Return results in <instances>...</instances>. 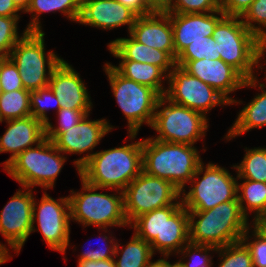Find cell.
Instances as JSON below:
<instances>
[{
    "label": "cell",
    "instance_id": "22",
    "mask_svg": "<svg viewBox=\"0 0 266 267\" xmlns=\"http://www.w3.org/2000/svg\"><path fill=\"white\" fill-rule=\"evenodd\" d=\"M189 241V213L183 205L164 207L163 240H153V253L162 256L176 255Z\"/></svg>",
    "mask_w": 266,
    "mask_h": 267
},
{
    "label": "cell",
    "instance_id": "11",
    "mask_svg": "<svg viewBox=\"0 0 266 267\" xmlns=\"http://www.w3.org/2000/svg\"><path fill=\"white\" fill-rule=\"evenodd\" d=\"M129 225L139 216L168 205H182L181 191L171 182L142 171L123 191ZM179 200V201H178Z\"/></svg>",
    "mask_w": 266,
    "mask_h": 267
},
{
    "label": "cell",
    "instance_id": "13",
    "mask_svg": "<svg viewBox=\"0 0 266 267\" xmlns=\"http://www.w3.org/2000/svg\"><path fill=\"white\" fill-rule=\"evenodd\" d=\"M167 81L169 84L165 93L167 99L175 104L198 111L205 117H207V112L214 107L230 105L214 88L177 65L168 75Z\"/></svg>",
    "mask_w": 266,
    "mask_h": 267
},
{
    "label": "cell",
    "instance_id": "20",
    "mask_svg": "<svg viewBox=\"0 0 266 267\" xmlns=\"http://www.w3.org/2000/svg\"><path fill=\"white\" fill-rule=\"evenodd\" d=\"M5 122L7 128L0 136V153L10 152L11 156L2 163L4 168L24 150L46 138V125L31 115Z\"/></svg>",
    "mask_w": 266,
    "mask_h": 267
},
{
    "label": "cell",
    "instance_id": "40",
    "mask_svg": "<svg viewBox=\"0 0 266 267\" xmlns=\"http://www.w3.org/2000/svg\"><path fill=\"white\" fill-rule=\"evenodd\" d=\"M221 10V0H172L168 13H209Z\"/></svg>",
    "mask_w": 266,
    "mask_h": 267
},
{
    "label": "cell",
    "instance_id": "18",
    "mask_svg": "<svg viewBox=\"0 0 266 267\" xmlns=\"http://www.w3.org/2000/svg\"><path fill=\"white\" fill-rule=\"evenodd\" d=\"M48 86L58 99L61 108L73 110L93 108L85 83L79 73L64 59L53 70Z\"/></svg>",
    "mask_w": 266,
    "mask_h": 267
},
{
    "label": "cell",
    "instance_id": "12",
    "mask_svg": "<svg viewBox=\"0 0 266 267\" xmlns=\"http://www.w3.org/2000/svg\"><path fill=\"white\" fill-rule=\"evenodd\" d=\"M35 200L34 197L32 232L36 231L34 224L37 222V231L42 234L43 241L47 246L51 250L58 251L64 255L70 244L71 215L69 197H62L56 200L44 192L40 202Z\"/></svg>",
    "mask_w": 266,
    "mask_h": 267
},
{
    "label": "cell",
    "instance_id": "31",
    "mask_svg": "<svg viewBox=\"0 0 266 267\" xmlns=\"http://www.w3.org/2000/svg\"><path fill=\"white\" fill-rule=\"evenodd\" d=\"M129 227L134 229L139 238L148 243L153 240H163L164 207L137 217Z\"/></svg>",
    "mask_w": 266,
    "mask_h": 267
},
{
    "label": "cell",
    "instance_id": "36",
    "mask_svg": "<svg viewBox=\"0 0 266 267\" xmlns=\"http://www.w3.org/2000/svg\"><path fill=\"white\" fill-rule=\"evenodd\" d=\"M241 19L243 25L261 42L266 41V0H254Z\"/></svg>",
    "mask_w": 266,
    "mask_h": 267
},
{
    "label": "cell",
    "instance_id": "38",
    "mask_svg": "<svg viewBox=\"0 0 266 267\" xmlns=\"http://www.w3.org/2000/svg\"><path fill=\"white\" fill-rule=\"evenodd\" d=\"M252 225L250 227L252 229L248 228L245 231V233L241 238V241L246 245V247L250 251L251 258L253 261V266L266 267V235L255 224L252 223ZM249 231L252 232L251 235H249L250 233ZM251 238H253L252 239L253 241L251 240Z\"/></svg>",
    "mask_w": 266,
    "mask_h": 267
},
{
    "label": "cell",
    "instance_id": "8",
    "mask_svg": "<svg viewBox=\"0 0 266 267\" xmlns=\"http://www.w3.org/2000/svg\"><path fill=\"white\" fill-rule=\"evenodd\" d=\"M202 177L199 178V176ZM238 175L236 178L227 169L209 162H202L190 180L188 192H181L182 205L187 211H205L220 203L237 198Z\"/></svg>",
    "mask_w": 266,
    "mask_h": 267
},
{
    "label": "cell",
    "instance_id": "5",
    "mask_svg": "<svg viewBox=\"0 0 266 267\" xmlns=\"http://www.w3.org/2000/svg\"><path fill=\"white\" fill-rule=\"evenodd\" d=\"M82 191H70V215L71 220L86 226H96L107 232L108 227H127L124 212V196L123 192L115 190L117 194H108L96 192L102 188H98L87 183L81 178ZM119 194V195H118Z\"/></svg>",
    "mask_w": 266,
    "mask_h": 267
},
{
    "label": "cell",
    "instance_id": "35",
    "mask_svg": "<svg viewBox=\"0 0 266 267\" xmlns=\"http://www.w3.org/2000/svg\"><path fill=\"white\" fill-rule=\"evenodd\" d=\"M210 251L216 252L217 247L189 242L177 253L182 255L178 262L182 267H212L213 257L210 256ZM187 257H189L188 261H183Z\"/></svg>",
    "mask_w": 266,
    "mask_h": 267
},
{
    "label": "cell",
    "instance_id": "49",
    "mask_svg": "<svg viewBox=\"0 0 266 267\" xmlns=\"http://www.w3.org/2000/svg\"><path fill=\"white\" fill-rule=\"evenodd\" d=\"M163 259H158L157 261H151L147 267H170V262L169 260L167 261V258L169 256H162Z\"/></svg>",
    "mask_w": 266,
    "mask_h": 267
},
{
    "label": "cell",
    "instance_id": "29",
    "mask_svg": "<svg viewBox=\"0 0 266 267\" xmlns=\"http://www.w3.org/2000/svg\"><path fill=\"white\" fill-rule=\"evenodd\" d=\"M241 163L233 165L238 179H249L266 183V148L255 147L247 149Z\"/></svg>",
    "mask_w": 266,
    "mask_h": 267
},
{
    "label": "cell",
    "instance_id": "41",
    "mask_svg": "<svg viewBox=\"0 0 266 267\" xmlns=\"http://www.w3.org/2000/svg\"><path fill=\"white\" fill-rule=\"evenodd\" d=\"M0 82L2 92L24 89L18 68L9 57H0Z\"/></svg>",
    "mask_w": 266,
    "mask_h": 267
},
{
    "label": "cell",
    "instance_id": "50",
    "mask_svg": "<svg viewBox=\"0 0 266 267\" xmlns=\"http://www.w3.org/2000/svg\"><path fill=\"white\" fill-rule=\"evenodd\" d=\"M14 2L22 10V12H24L28 7L30 0H14Z\"/></svg>",
    "mask_w": 266,
    "mask_h": 267
},
{
    "label": "cell",
    "instance_id": "33",
    "mask_svg": "<svg viewBox=\"0 0 266 267\" xmlns=\"http://www.w3.org/2000/svg\"><path fill=\"white\" fill-rule=\"evenodd\" d=\"M52 106V107H51ZM56 107V113L61 108L58 99L49 86L30 91L31 116L40 120L45 125L50 121L47 111Z\"/></svg>",
    "mask_w": 266,
    "mask_h": 267
},
{
    "label": "cell",
    "instance_id": "4",
    "mask_svg": "<svg viewBox=\"0 0 266 267\" xmlns=\"http://www.w3.org/2000/svg\"><path fill=\"white\" fill-rule=\"evenodd\" d=\"M212 38L219 44L220 59L245 79L257 77L254 75L257 68L262 71L264 65L260 61L266 54V41L261 42L250 32L241 17L224 16L215 26Z\"/></svg>",
    "mask_w": 266,
    "mask_h": 267
},
{
    "label": "cell",
    "instance_id": "45",
    "mask_svg": "<svg viewBox=\"0 0 266 267\" xmlns=\"http://www.w3.org/2000/svg\"><path fill=\"white\" fill-rule=\"evenodd\" d=\"M22 10L17 6L14 0H0V16L21 17L18 13Z\"/></svg>",
    "mask_w": 266,
    "mask_h": 267
},
{
    "label": "cell",
    "instance_id": "1",
    "mask_svg": "<svg viewBox=\"0 0 266 267\" xmlns=\"http://www.w3.org/2000/svg\"><path fill=\"white\" fill-rule=\"evenodd\" d=\"M142 140L96 151L79 169V177L98 188L123 192L141 172Z\"/></svg>",
    "mask_w": 266,
    "mask_h": 267
},
{
    "label": "cell",
    "instance_id": "51",
    "mask_svg": "<svg viewBox=\"0 0 266 267\" xmlns=\"http://www.w3.org/2000/svg\"><path fill=\"white\" fill-rule=\"evenodd\" d=\"M254 224L266 235V220H259Z\"/></svg>",
    "mask_w": 266,
    "mask_h": 267
},
{
    "label": "cell",
    "instance_id": "28",
    "mask_svg": "<svg viewBox=\"0 0 266 267\" xmlns=\"http://www.w3.org/2000/svg\"><path fill=\"white\" fill-rule=\"evenodd\" d=\"M123 246L121 247L118 242L116 243L113 257L116 267H147L155 255L150 243L139 238L135 233H133L131 240Z\"/></svg>",
    "mask_w": 266,
    "mask_h": 267
},
{
    "label": "cell",
    "instance_id": "16",
    "mask_svg": "<svg viewBox=\"0 0 266 267\" xmlns=\"http://www.w3.org/2000/svg\"><path fill=\"white\" fill-rule=\"evenodd\" d=\"M225 16L218 10L209 13H170L173 30L174 60L187 46L196 41H208L217 23Z\"/></svg>",
    "mask_w": 266,
    "mask_h": 267
},
{
    "label": "cell",
    "instance_id": "44",
    "mask_svg": "<svg viewBox=\"0 0 266 267\" xmlns=\"http://www.w3.org/2000/svg\"><path fill=\"white\" fill-rule=\"evenodd\" d=\"M146 8L150 13H168L172 0H144Z\"/></svg>",
    "mask_w": 266,
    "mask_h": 267
},
{
    "label": "cell",
    "instance_id": "27",
    "mask_svg": "<svg viewBox=\"0 0 266 267\" xmlns=\"http://www.w3.org/2000/svg\"><path fill=\"white\" fill-rule=\"evenodd\" d=\"M238 183L237 197L243 214L249 220V213H254L253 224L259 220H266V183L249 179Z\"/></svg>",
    "mask_w": 266,
    "mask_h": 267
},
{
    "label": "cell",
    "instance_id": "3",
    "mask_svg": "<svg viewBox=\"0 0 266 267\" xmlns=\"http://www.w3.org/2000/svg\"><path fill=\"white\" fill-rule=\"evenodd\" d=\"M188 213L189 241L193 244L224 247L241 241L243 234L250 227L238 197L205 211Z\"/></svg>",
    "mask_w": 266,
    "mask_h": 267
},
{
    "label": "cell",
    "instance_id": "15",
    "mask_svg": "<svg viewBox=\"0 0 266 267\" xmlns=\"http://www.w3.org/2000/svg\"><path fill=\"white\" fill-rule=\"evenodd\" d=\"M113 129L114 127L106 119L89 120L87 114L77 125L59 133L52 142L63 154L86 153L84 157L73 162L79 175V169L94 155L93 149Z\"/></svg>",
    "mask_w": 266,
    "mask_h": 267
},
{
    "label": "cell",
    "instance_id": "26",
    "mask_svg": "<svg viewBox=\"0 0 266 267\" xmlns=\"http://www.w3.org/2000/svg\"><path fill=\"white\" fill-rule=\"evenodd\" d=\"M113 67L125 78L149 86L161 96H165L167 88L163 83L168 80V76L159 67L136 61H120L119 66Z\"/></svg>",
    "mask_w": 266,
    "mask_h": 267
},
{
    "label": "cell",
    "instance_id": "14",
    "mask_svg": "<svg viewBox=\"0 0 266 267\" xmlns=\"http://www.w3.org/2000/svg\"><path fill=\"white\" fill-rule=\"evenodd\" d=\"M22 189L16 191L0 212V233L16 255L33 229V189L23 186Z\"/></svg>",
    "mask_w": 266,
    "mask_h": 267
},
{
    "label": "cell",
    "instance_id": "39",
    "mask_svg": "<svg viewBox=\"0 0 266 267\" xmlns=\"http://www.w3.org/2000/svg\"><path fill=\"white\" fill-rule=\"evenodd\" d=\"M92 110H73L60 108L56 115H58V126H53L49 121L46 126V138L53 140L59 133L68 131V129L77 125L87 114Z\"/></svg>",
    "mask_w": 266,
    "mask_h": 267
},
{
    "label": "cell",
    "instance_id": "52",
    "mask_svg": "<svg viewBox=\"0 0 266 267\" xmlns=\"http://www.w3.org/2000/svg\"><path fill=\"white\" fill-rule=\"evenodd\" d=\"M170 267H182L178 260L175 263H170Z\"/></svg>",
    "mask_w": 266,
    "mask_h": 267
},
{
    "label": "cell",
    "instance_id": "34",
    "mask_svg": "<svg viewBox=\"0 0 266 267\" xmlns=\"http://www.w3.org/2000/svg\"><path fill=\"white\" fill-rule=\"evenodd\" d=\"M216 253L220 257L218 267H254L250 251L242 241L219 247Z\"/></svg>",
    "mask_w": 266,
    "mask_h": 267
},
{
    "label": "cell",
    "instance_id": "53",
    "mask_svg": "<svg viewBox=\"0 0 266 267\" xmlns=\"http://www.w3.org/2000/svg\"><path fill=\"white\" fill-rule=\"evenodd\" d=\"M2 94V87H1V82H0V96Z\"/></svg>",
    "mask_w": 266,
    "mask_h": 267
},
{
    "label": "cell",
    "instance_id": "30",
    "mask_svg": "<svg viewBox=\"0 0 266 267\" xmlns=\"http://www.w3.org/2000/svg\"><path fill=\"white\" fill-rule=\"evenodd\" d=\"M30 115V91L21 89L2 92L0 96V123Z\"/></svg>",
    "mask_w": 266,
    "mask_h": 267
},
{
    "label": "cell",
    "instance_id": "6",
    "mask_svg": "<svg viewBox=\"0 0 266 267\" xmlns=\"http://www.w3.org/2000/svg\"><path fill=\"white\" fill-rule=\"evenodd\" d=\"M54 143L45 138L15 157L5 168L9 176L19 185L33 189L40 186L44 190L53 188L66 162L64 154Z\"/></svg>",
    "mask_w": 266,
    "mask_h": 267
},
{
    "label": "cell",
    "instance_id": "17",
    "mask_svg": "<svg viewBox=\"0 0 266 267\" xmlns=\"http://www.w3.org/2000/svg\"><path fill=\"white\" fill-rule=\"evenodd\" d=\"M183 69L190 75L210 85L230 104L243 103L242 101L235 100V98L233 99L229 94L243 88L246 79L236 69L221 59L191 60Z\"/></svg>",
    "mask_w": 266,
    "mask_h": 267
},
{
    "label": "cell",
    "instance_id": "47",
    "mask_svg": "<svg viewBox=\"0 0 266 267\" xmlns=\"http://www.w3.org/2000/svg\"><path fill=\"white\" fill-rule=\"evenodd\" d=\"M77 262L78 267H116L114 258L98 261L78 260Z\"/></svg>",
    "mask_w": 266,
    "mask_h": 267
},
{
    "label": "cell",
    "instance_id": "10",
    "mask_svg": "<svg viewBox=\"0 0 266 267\" xmlns=\"http://www.w3.org/2000/svg\"><path fill=\"white\" fill-rule=\"evenodd\" d=\"M208 122V118L202 113L161 96L151 124V128L159 135L152 138L194 146L195 142L197 144L198 140L206 136Z\"/></svg>",
    "mask_w": 266,
    "mask_h": 267
},
{
    "label": "cell",
    "instance_id": "32",
    "mask_svg": "<svg viewBox=\"0 0 266 267\" xmlns=\"http://www.w3.org/2000/svg\"><path fill=\"white\" fill-rule=\"evenodd\" d=\"M217 45L219 44L212 37L208 41L193 42L177 55L175 63L183 68L191 60L220 59Z\"/></svg>",
    "mask_w": 266,
    "mask_h": 267
},
{
    "label": "cell",
    "instance_id": "19",
    "mask_svg": "<svg viewBox=\"0 0 266 267\" xmlns=\"http://www.w3.org/2000/svg\"><path fill=\"white\" fill-rule=\"evenodd\" d=\"M138 16L117 0H81L78 23L104 30L128 26V32Z\"/></svg>",
    "mask_w": 266,
    "mask_h": 267
},
{
    "label": "cell",
    "instance_id": "9",
    "mask_svg": "<svg viewBox=\"0 0 266 267\" xmlns=\"http://www.w3.org/2000/svg\"><path fill=\"white\" fill-rule=\"evenodd\" d=\"M44 36V32H27L8 56L17 66L23 87L28 91L48 86L53 70L63 60L53 50L45 53Z\"/></svg>",
    "mask_w": 266,
    "mask_h": 267
},
{
    "label": "cell",
    "instance_id": "46",
    "mask_svg": "<svg viewBox=\"0 0 266 267\" xmlns=\"http://www.w3.org/2000/svg\"><path fill=\"white\" fill-rule=\"evenodd\" d=\"M130 10H132L137 16L148 15L150 12L146 8L144 0H117Z\"/></svg>",
    "mask_w": 266,
    "mask_h": 267
},
{
    "label": "cell",
    "instance_id": "7",
    "mask_svg": "<svg viewBox=\"0 0 266 267\" xmlns=\"http://www.w3.org/2000/svg\"><path fill=\"white\" fill-rule=\"evenodd\" d=\"M103 67L111 92L127 119L128 137L132 142L144 123L151 126L161 95L149 86L125 78L112 63H105Z\"/></svg>",
    "mask_w": 266,
    "mask_h": 267
},
{
    "label": "cell",
    "instance_id": "37",
    "mask_svg": "<svg viewBox=\"0 0 266 267\" xmlns=\"http://www.w3.org/2000/svg\"><path fill=\"white\" fill-rule=\"evenodd\" d=\"M19 18L0 16V57H8L16 43L28 32L24 29L19 36Z\"/></svg>",
    "mask_w": 266,
    "mask_h": 267
},
{
    "label": "cell",
    "instance_id": "21",
    "mask_svg": "<svg viewBox=\"0 0 266 267\" xmlns=\"http://www.w3.org/2000/svg\"><path fill=\"white\" fill-rule=\"evenodd\" d=\"M129 35L137 42L167 52L174 59L170 13H150L138 16Z\"/></svg>",
    "mask_w": 266,
    "mask_h": 267
},
{
    "label": "cell",
    "instance_id": "25",
    "mask_svg": "<svg viewBox=\"0 0 266 267\" xmlns=\"http://www.w3.org/2000/svg\"><path fill=\"white\" fill-rule=\"evenodd\" d=\"M61 12L69 20L77 23L81 12V0H30L23 13H30L28 32H43L40 15L47 12Z\"/></svg>",
    "mask_w": 266,
    "mask_h": 267
},
{
    "label": "cell",
    "instance_id": "43",
    "mask_svg": "<svg viewBox=\"0 0 266 267\" xmlns=\"http://www.w3.org/2000/svg\"><path fill=\"white\" fill-rule=\"evenodd\" d=\"M254 0H221V11L225 16L242 17Z\"/></svg>",
    "mask_w": 266,
    "mask_h": 267
},
{
    "label": "cell",
    "instance_id": "2",
    "mask_svg": "<svg viewBox=\"0 0 266 267\" xmlns=\"http://www.w3.org/2000/svg\"><path fill=\"white\" fill-rule=\"evenodd\" d=\"M195 146L163 142L152 137L142 140L143 171L171 182L181 192L203 162Z\"/></svg>",
    "mask_w": 266,
    "mask_h": 267
},
{
    "label": "cell",
    "instance_id": "42",
    "mask_svg": "<svg viewBox=\"0 0 266 267\" xmlns=\"http://www.w3.org/2000/svg\"><path fill=\"white\" fill-rule=\"evenodd\" d=\"M108 237L106 235H103V237L100 235L99 238L102 237V241H104L103 248L98 245L96 248H90V250H87L85 252L80 253L78 255V260H91V261H98V260H107L112 259L115 255V248L117 241L114 237ZM112 238V239H111ZM114 241V242H113ZM110 243V245H109ZM100 244V243H99Z\"/></svg>",
    "mask_w": 266,
    "mask_h": 267
},
{
    "label": "cell",
    "instance_id": "23",
    "mask_svg": "<svg viewBox=\"0 0 266 267\" xmlns=\"http://www.w3.org/2000/svg\"><path fill=\"white\" fill-rule=\"evenodd\" d=\"M108 50L120 61H136L159 67L167 76L176 66L175 60L165 51L151 48L129 38H117L107 45Z\"/></svg>",
    "mask_w": 266,
    "mask_h": 267
},
{
    "label": "cell",
    "instance_id": "48",
    "mask_svg": "<svg viewBox=\"0 0 266 267\" xmlns=\"http://www.w3.org/2000/svg\"><path fill=\"white\" fill-rule=\"evenodd\" d=\"M9 251L10 250L0 242V265L6 263V261L12 258V255L10 256Z\"/></svg>",
    "mask_w": 266,
    "mask_h": 267
},
{
    "label": "cell",
    "instance_id": "24",
    "mask_svg": "<svg viewBox=\"0 0 266 267\" xmlns=\"http://www.w3.org/2000/svg\"><path fill=\"white\" fill-rule=\"evenodd\" d=\"M259 85V86H258ZM259 87L261 93H257L255 97L246 106L239 111L237 119H235L231 128H229L226 136L227 141L240 136L245 132H249L254 128H263L266 126V90L265 84L259 82L257 77L246 79L243 87Z\"/></svg>",
    "mask_w": 266,
    "mask_h": 267
}]
</instances>
